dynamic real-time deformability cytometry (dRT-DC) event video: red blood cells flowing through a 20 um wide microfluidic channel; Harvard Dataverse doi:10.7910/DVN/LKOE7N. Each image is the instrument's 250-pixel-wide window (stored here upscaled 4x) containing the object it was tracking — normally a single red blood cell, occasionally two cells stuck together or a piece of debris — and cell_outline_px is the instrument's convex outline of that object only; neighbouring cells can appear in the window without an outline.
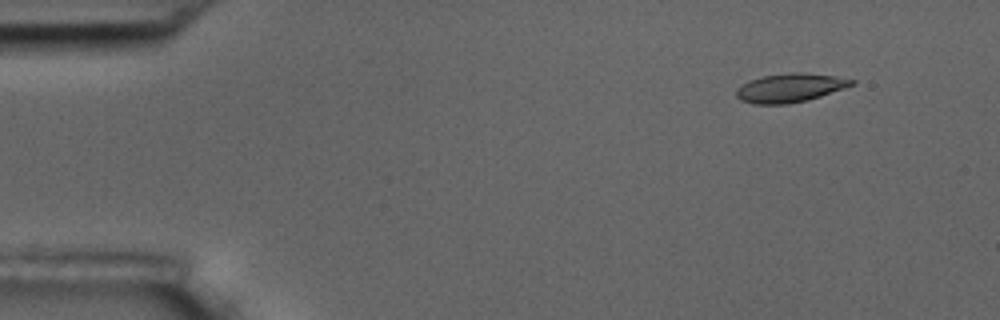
{"species": "common noctule bat (a hibernating species)", "species_latin": "Nyctalus noctula", "temperature_condition": "room temperature", "stored_images_in_passage": 4, "camera_frame_rate_fps": 3000, "um_per_image_px": 0.085, "animal": {"sex": "male", "body_mass_g": 17.5, "forearm_length_mm": 52.3}, "frame": {"image": 1, "passage_image": 1, "time_ms": 0.0, "image_size_px": [1000, 320], "cell_outline_px": [[856, 84], [808, 100], [788, 104], [752, 104], [740, 100], [736, 96], [736, 88], [748, 80], [764, 76], [792, 72], [800, 72], [836, 76], [856, 80]], "centroid_in_image_um": [67.14, 7.47], "position_along_channel_um": 17.9, "area_um2": 19.42}}
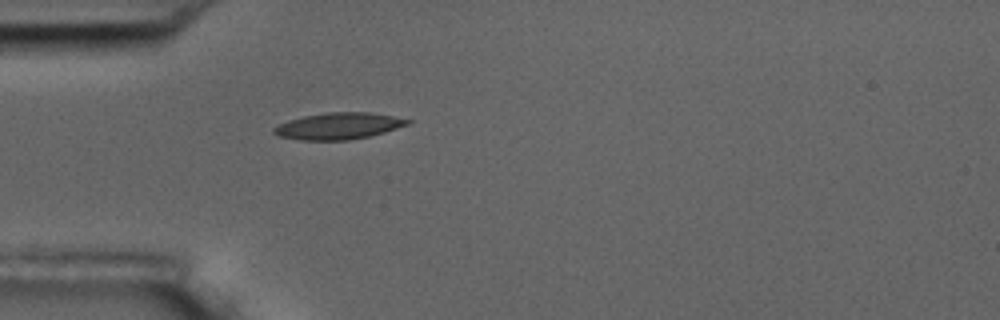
{"frame": {"image": 2, "passage_image": 4, "time_ms": 3.667, "image_size_px": [1000, 320], "cell_outline_px": [[412, 120], [408, 124], [384, 132], [368, 136], [348, 140], [300, 140], [280, 136], [272, 132], [272, 128], [288, 120], [304, 116], [328, 112], [368, 112], [392, 116]], "centroid_in_image_um": [28.74, 10.71], "position_along_channel_um": 56.3, "area_um2": 20.46}}